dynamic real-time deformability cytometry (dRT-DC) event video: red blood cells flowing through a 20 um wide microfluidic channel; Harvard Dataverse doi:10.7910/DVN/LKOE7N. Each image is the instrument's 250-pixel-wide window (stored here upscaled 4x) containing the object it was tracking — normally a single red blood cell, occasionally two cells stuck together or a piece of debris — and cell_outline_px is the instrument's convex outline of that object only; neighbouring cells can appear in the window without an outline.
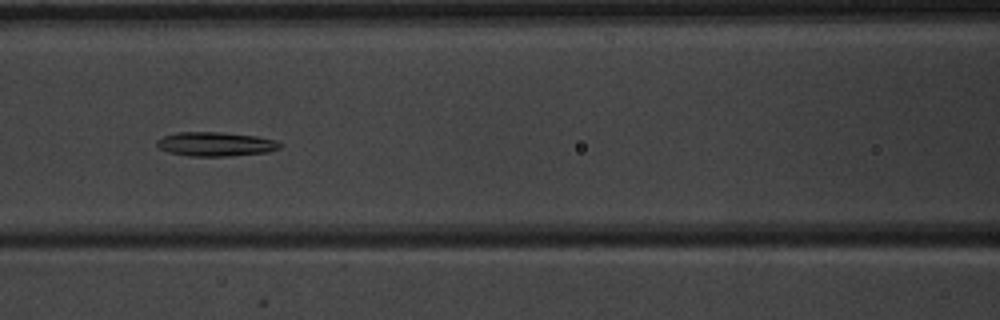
{"species": "common noctule bat (a hibernating species)", "species_latin": "Nyctalus noctula", "temperature_condition": "warm", "stored_images_in_passage": 28, "segment_of_instrument_passage": [1, 2], "camera_frame_rate_fps": 3000, "um_per_image_px": 0.085, "animal": {"sex": "male", "body_mass_g": 20.1, "forearm_length_mm": 53.5}, "frame": {"image": 1, "passage_image": 10, "time_ms": 3.0, "image_size_px": [1000, 320], "cell_outline_px": [[280, 148], [268, 152], [228, 156], [188, 156], [168, 152], [160, 148], [156, 144], [156, 140], [164, 136], [176, 132], [220, 132], [256, 136], [276, 140], [280, 144]], "centroid_in_image_um": [18.3, 12.25], "position_along_channel_um": 148.3, "area_um2": 17.28}}
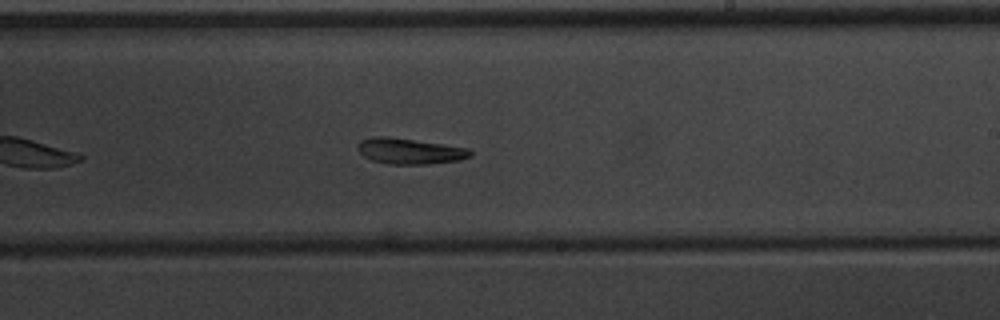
{"frame": {"image": 2, "passage_image": 18, "time_ms": 5.667, "image_size_px": [1000, 320], "cell_outline_px": [[472, 156], [460, 160], [428, 164], [388, 164], [372, 160], [364, 156], [356, 148], [360, 140], [376, 136], [388, 136], [468, 148], [472, 152]], "centroid_in_image_um": [34.81, 12.85], "position_along_channel_um": 254.2, "area_um2": 16.88}}
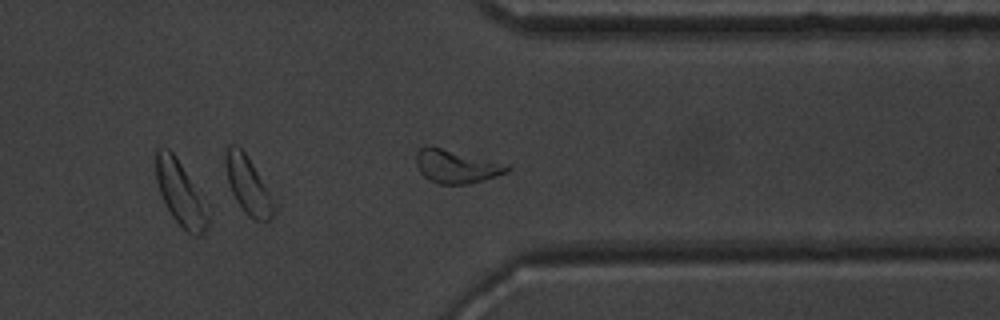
{"frame": {"image": 3, "passage_image": 27, "time_ms": 8.667, "image_size_px": [1000, 320], "cell_outline_px": [[208, 224], [204, 232], [200, 236], [192, 236], [172, 216], [160, 192], [156, 180], [156, 148], [168, 148], [176, 156], [208, 204]], "centroid_in_image_um": [15.37, 16.43], "position_along_channel_um": 396.0, "area_um2": 19.48}}